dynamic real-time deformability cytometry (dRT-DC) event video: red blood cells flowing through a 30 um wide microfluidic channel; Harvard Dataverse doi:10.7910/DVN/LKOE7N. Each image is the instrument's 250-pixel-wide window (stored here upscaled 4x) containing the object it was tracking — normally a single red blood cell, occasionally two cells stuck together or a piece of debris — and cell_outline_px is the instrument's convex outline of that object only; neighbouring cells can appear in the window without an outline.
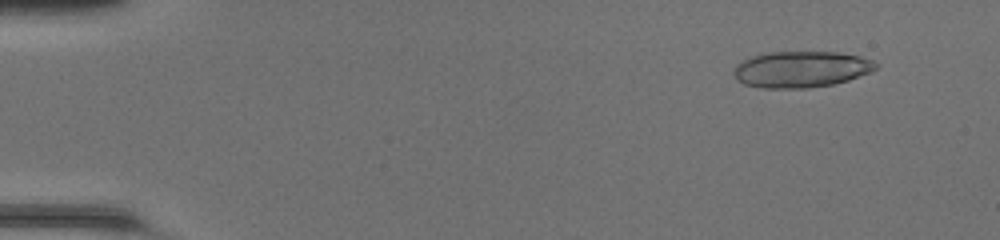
{"species": "common noctule bat (a hibernating species)", "species_latin": "Nyctalus noctula", "temperature_condition": "room temperature", "stored_images_in_passage": 19, "camera_frame_rate_fps": 3000, "um_per_image_px": 0.085, "animal": {"sex": "female", "body_mass_g": 20.0, "forearm_length_mm": 54.0}, "frame": {"image": 1, "passage_image": 5, "time_ms": 1.333, "image_size_px": [1000, 240], "cell_outline_px": [[880, 64], [872, 72], [848, 80], [832, 84], [808, 88], [760, 88], [744, 84], [736, 80], [732, 72], [736, 64], [752, 56], [768, 52], [840, 52], [860, 56], [872, 60]], "centroid_in_image_um": [68.09, 5.89], "position_along_channel_um": 16.9, "area_um2": 30.29}}